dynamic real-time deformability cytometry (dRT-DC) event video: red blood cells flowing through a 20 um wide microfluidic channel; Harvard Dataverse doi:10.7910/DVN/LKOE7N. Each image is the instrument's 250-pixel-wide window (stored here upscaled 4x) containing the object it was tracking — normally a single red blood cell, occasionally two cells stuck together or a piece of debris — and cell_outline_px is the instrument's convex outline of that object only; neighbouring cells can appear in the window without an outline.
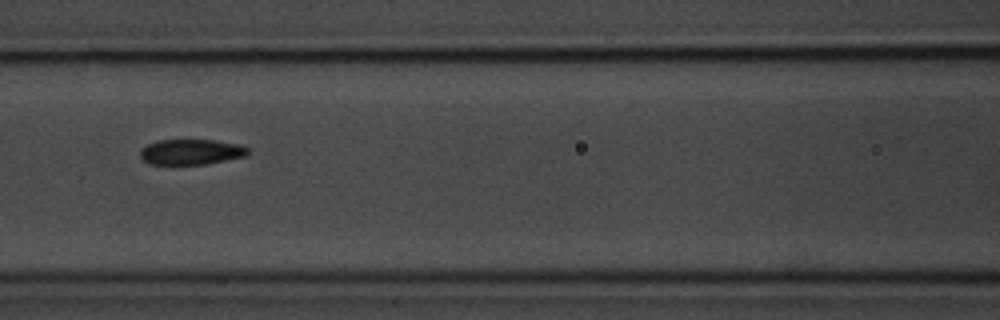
{"species": "common noctule bat (a hibernating species)", "species_latin": "Nyctalus noctula", "temperature_condition": "room temperature", "stored_images_in_passage": 4, "camera_frame_rate_fps": 3000, "um_per_image_px": 0.085, "animal": {"sex": "male", "body_mass_g": 20.1, "forearm_length_mm": 53.5}, "frame": {"image": 1, "passage_image": 3, "time_ms": 2.333, "image_size_px": [1000, 320], "cell_outline_px": [[248, 152], [244, 156], [204, 164], [148, 164], [140, 156], [140, 148], [156, 140], [216, 140], [240, 144], [248, 148]], "centroid_in_image_um": [16.2, 12.9], "position_along_channel_um": 150.4, "area_um2": 15.9}}
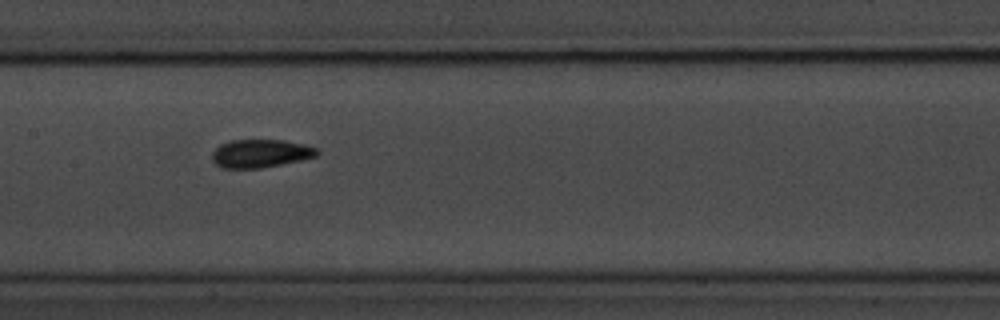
{"frame": {"image": 2, "passage_image": 4, "time_ms": 3.333, "image_size_px": [1000, 320], "cell_outline_px": [[320, 152], [316, 156], [300, 160], [260, 168], [220, 168], [212, 160], [212, 152], [220, 144], [228, 140], [284, 140], [304, 144], [316, 148]], "centroid_in_image_um": [22.11, 13.04], "position_along_channel_um": 185.3, "area_um2": 17.22}}